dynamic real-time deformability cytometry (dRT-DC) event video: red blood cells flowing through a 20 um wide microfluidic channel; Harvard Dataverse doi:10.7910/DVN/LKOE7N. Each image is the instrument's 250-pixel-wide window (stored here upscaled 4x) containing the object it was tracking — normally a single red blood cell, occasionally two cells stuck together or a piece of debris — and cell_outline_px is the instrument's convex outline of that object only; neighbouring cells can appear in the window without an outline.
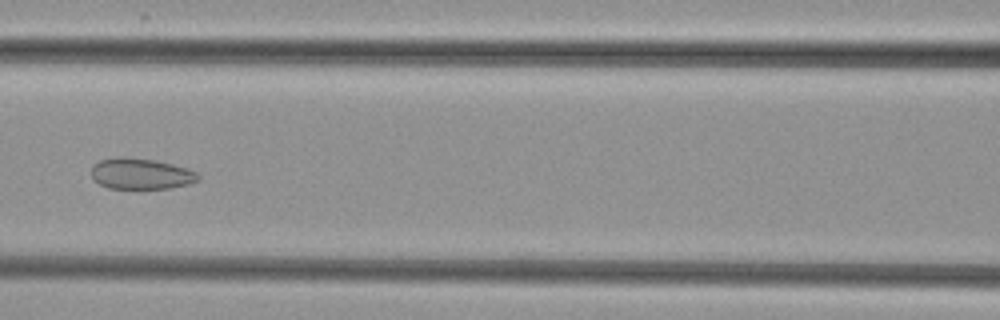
{"species": "common noctule bat (a hibernating species)", "species_latin": "Nyctalus noctula", "temperature_condition": "cold", "stored_images_in_passage": 6, "camera_frame_rate_fps": 3000, "um_per_image_px": 0.085, "animal": {"sex": "female", "body_mass_g": 29.2, "forearm_length_mm": 56.3}, "frame": {"image": 1, "passage_image": 6, "time_ms": 5.667, "image_size_px": [1000, 320], "cell_outline_px": [[200, 180], [192, 184], [168, 188], [108, 188], [92, 180], [92, 164], [100, 160], [116, 156], [124, 156], [156, 160], [188, 168], [196, 172], [200, 176]], "centroid_in_image_um": [11.98, 14.76], "position_along_channel_um": 154.6, "area_um2": 19.59}}